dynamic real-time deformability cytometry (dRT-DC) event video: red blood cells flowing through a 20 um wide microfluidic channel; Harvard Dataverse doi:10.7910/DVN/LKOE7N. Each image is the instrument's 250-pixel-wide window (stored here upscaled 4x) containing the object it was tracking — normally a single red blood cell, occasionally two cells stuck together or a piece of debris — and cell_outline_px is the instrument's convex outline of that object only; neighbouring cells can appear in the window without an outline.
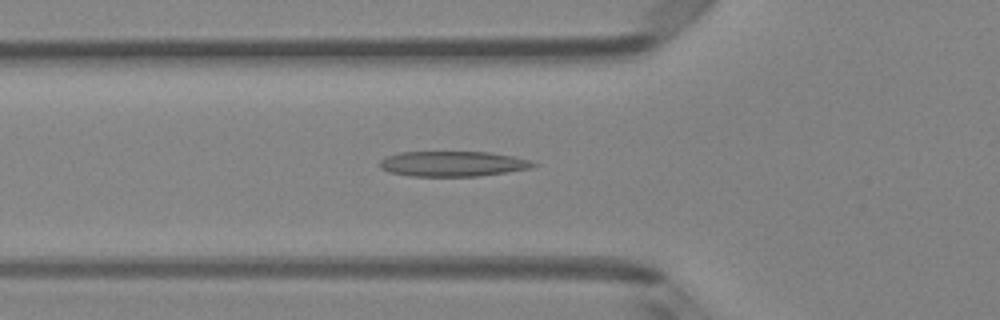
{"species": "Egyptian fruit bat (a non-hibernating species)", "species_latin": "Rousettus aegyptiacus", "temperature_condition": "room temperature", "stored_images_in_passage": 48, "camera_frame_rate_fps": 3000, "um_per_image_px": 0.085, "animal": {"sex": "female"}, "frame": {"image": 1, "passage_image": 17, "time_ms": 5.333, "image_size_px": [1000, 320], "cell_outline_px": [[540, 164], [532, 168], [480, 176], [408, 176], [388, 172], [380, 168], [380, 160], [384, 156], [400, 152], [488, 152], [512, 156], [528, 160]], "centroid_in_image_um": [38.45, 13.92], "position_along_channel_um": 87.3, "area_um2": 22.72}}
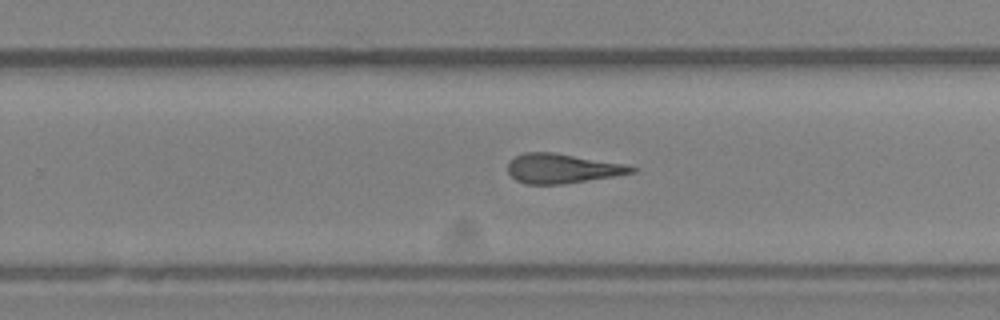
{"frame": {"image": 2, "passage_image": 31, "time_ms": 10.0, "image_size_px": [1000, 320], "cell_outline_px": [[636, 172], [616, 176], [560, 184], [524, 184], [516, 180], [508, 172], [508, 164], [516, 156], [524, 152], [552, 152], [624, 164], [636, 168]], "centroid_in_image_um": [47.77, 14.32], "position_along_channel_um": 282.0, "area_um2": 21.04}}
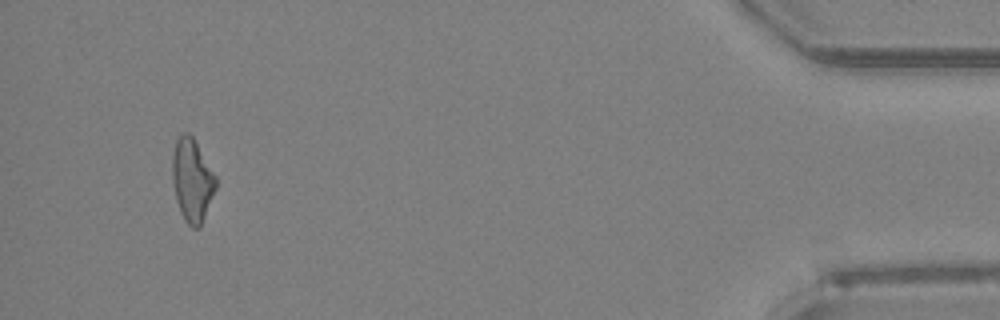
{"frame": {"image": 3, "passage_image": 46, "time_ms": 15.0, "image_size_px": [1000, 320], "cell_outline_px": [[216, 188], [200, 228], [192, 228], [184, 220], [180, 212], [176, 200], [172, 180], [172, 156], [176, 140], [184, 132], [188, 132], [192, 136], [216, 176]], "centroid_in_image_um": [16.32, 15.34], "position_along_channel_um": 418.9, "area_um2": 20.98}, "authors_computed_cell_mechanics": {"area_um2": 21.7617, "velocity_mm_per_s": 4.1863, "shape_relaxation_time_tau1_ms": 9.1807, "shape_relaxation_time_tau2_ms": 3.1208, "deformation_change_tau1": 0.2681, "deformation_change_tau2": 0.1714}}